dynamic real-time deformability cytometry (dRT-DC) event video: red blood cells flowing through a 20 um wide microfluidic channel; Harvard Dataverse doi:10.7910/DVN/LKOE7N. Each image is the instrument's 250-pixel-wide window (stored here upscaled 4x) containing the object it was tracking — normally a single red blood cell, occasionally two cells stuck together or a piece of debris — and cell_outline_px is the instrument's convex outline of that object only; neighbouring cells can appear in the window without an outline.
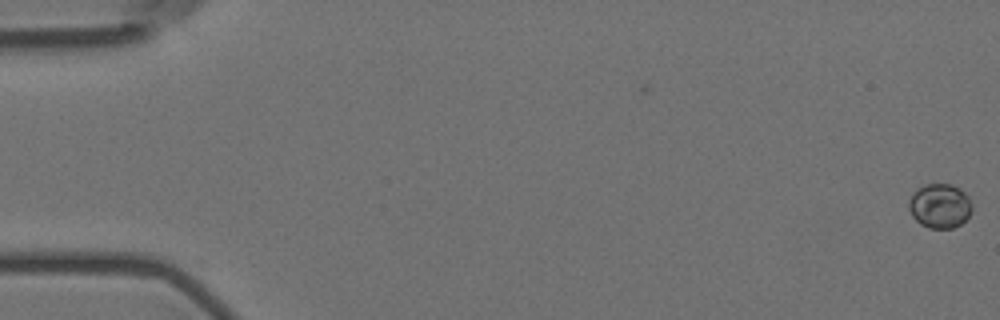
{"species": "Egyptian fruit bat (a non-hibernating species)", "species_latin": "Rousettus aegyptiacus", "temperature_condition": "room temperature", "stored_images_in_passage": 2, "camera_frame_rate_fps": 3000, "um_per_image_px": 0.085, "animal": {"sex": "female"}, "frame": {"image": 1, "passage_image": 2, "time_ms": 0.333, "image_size_px": [1000, 320], "cell_outline_px": [[972, 208], [968, 216], [960, 224], [952, 228], [928, 228], [920, 224], [912, 216], [908, 208], [908, 200], [912, 192], [916, 188], [924, 184], [952, 184], [960, 188], [968, 196], [972, 204]], "centroid_in_image_um": [79.85, 17.48], "position_along_channel_um": 5.2, "area_um2": 16.59}}